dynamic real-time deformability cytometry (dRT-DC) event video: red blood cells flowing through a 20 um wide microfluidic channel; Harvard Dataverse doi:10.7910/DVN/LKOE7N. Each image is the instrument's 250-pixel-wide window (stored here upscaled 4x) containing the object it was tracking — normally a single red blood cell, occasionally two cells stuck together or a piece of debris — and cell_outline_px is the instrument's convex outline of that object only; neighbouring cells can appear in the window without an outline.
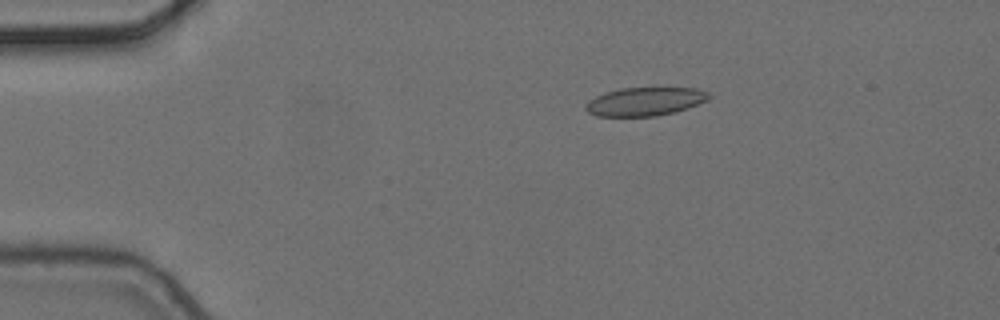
{"species": "common noctule bat (a hibernating species)", "species_latin": "Nyctalus noctula", "temperature_condition": "cold", "stored_images_in_passage": 6, "camera_frame_rate_fps": 3000, "um_per_image_px": 0.085, "animal": {"sex": "female", "body_mass_g": 24.6, "forearm_length_mm": 56.2}, "frame": {"image": 1, "passage_image": 3, "time_ms": 0.667, "image_size_px": [1000, 320], "cell_outline_px": [[712, 96], [708, 100], [688, 108], [676, 112], [656, 116], [596, 116], [588, 112], [584, 108], [588, 100], [604, 92], [620, 88], [696, 88], [708, 92]], "centroid_in_image_um": [54.83, 8.63], "position_along_channel_um": 30.2, "area_um2": 20.58}}
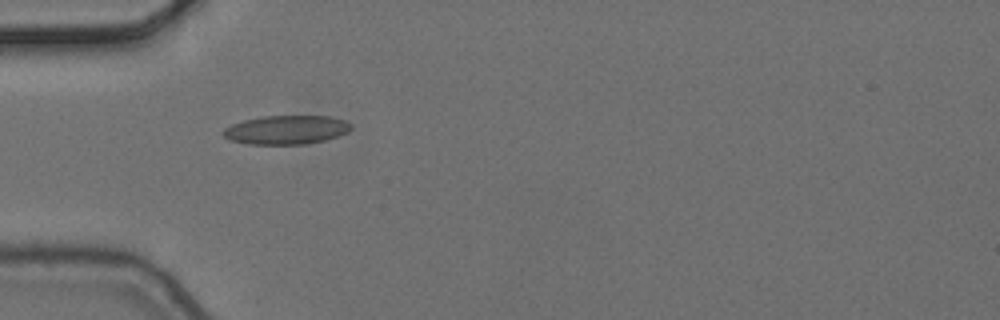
{"frame": {"image": 2, "passage_image": 5, "time_ms": 1.333, "image_size_px": [1000, 320], "cell_outline_px": [[352, 128], [348, 132], [324, 140], [304, 144], [248, 144], [228, 140], [220, 132], [224, 128], [232, 124], [244, 120], [264, 116], [328, 116], [344, 120], [352, 124]], "centroid_in_image_um": [24.3, 11.03], "position_along_channel_um": 60.7, "area_um2": 21.5}}
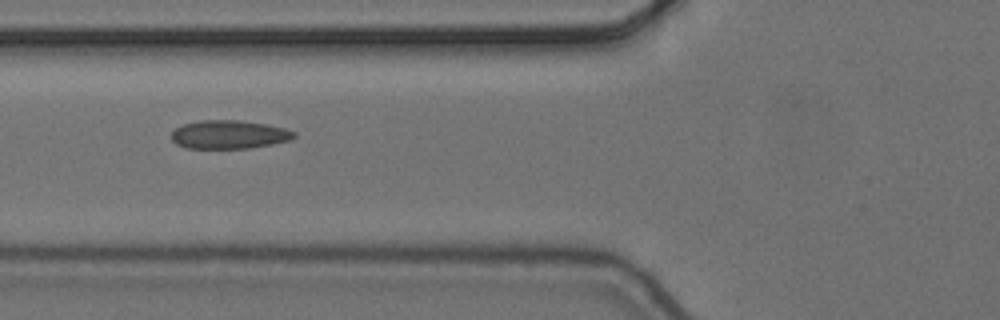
{"frame": {"image": 3, "passage_image": 6, "time_ms": 1.667, "image_size_px": [1000, 320], "cell_outline_px": [[296, 136], [292, 140], [252, 148], [184, 148], [176, 144], [172, 140], [172, 132], [176, 128], [184, 124], [200, 120], [240, 120], [264, 124], [284, 128], [296, 132]], "centroid_in_image_um": [19.48, 11.44], "position_along_channel_um": 106.3, "area_um2": 20.4}}